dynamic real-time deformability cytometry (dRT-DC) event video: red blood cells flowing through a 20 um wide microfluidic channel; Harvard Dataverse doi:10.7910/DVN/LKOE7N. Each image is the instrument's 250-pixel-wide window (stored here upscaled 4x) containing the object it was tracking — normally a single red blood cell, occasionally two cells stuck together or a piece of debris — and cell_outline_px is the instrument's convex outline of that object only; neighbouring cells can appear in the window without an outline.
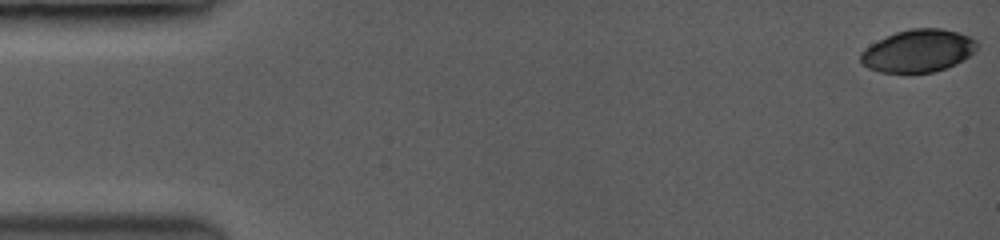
{"species": "common noctule bat (a hibernating species)", "species_latin": "Nyctalus noctula", "temperature_condition": "room temperature", "stored_images_in_passage": 37, "camera_frame_rate_fps": 3500, "um_per_image_px": 0.085, "animal": {"sex": "female", "body_mass_g": 19.0, "forearm_length_mm": 53.3}, "frame": {"image": 1, "passage_image": 1, "time_ms": 0.0, "image_size_px": [1000, 240], "cell_outline_px": [[976, 48], [964, 60], [948, 68], [936, 72], [880, 72], [868, 68], [860, 60], [860, 56], [872, 44], [896, 32], [912, 28], [940, 28], [956, 32], [968, 36], [976, 44]], "centroid_in_image_um": [78.06, 4.33], "position_along_channel_um": 6.9, "area_um2": 28.26}}
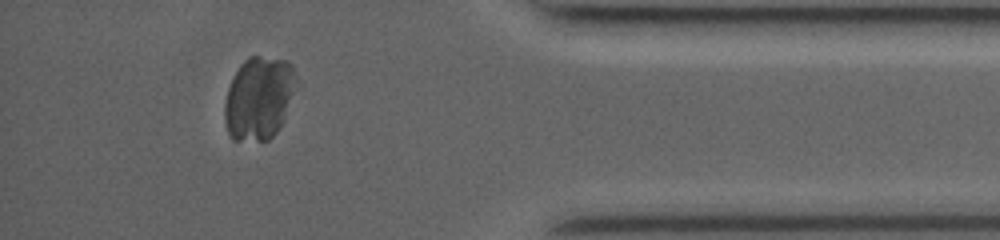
{"frame": {"image": 2, "passage_image": 33, "time_ms": 14.286, "image_size_px": [1000, 240], "cell_outline_px": [[296, 80], [284, 120], [276, 132], [268, 140], [232, 140], [228, 132], [224, 120], [224, 104], [228, 88], [240, 64], [248, 56], [260, 56], [284, 60], [292, 64]], "centroid_in_image_um": [21.98, 8.34], "position_along_channel_um": 413.2, "area_um2": 34.39}}